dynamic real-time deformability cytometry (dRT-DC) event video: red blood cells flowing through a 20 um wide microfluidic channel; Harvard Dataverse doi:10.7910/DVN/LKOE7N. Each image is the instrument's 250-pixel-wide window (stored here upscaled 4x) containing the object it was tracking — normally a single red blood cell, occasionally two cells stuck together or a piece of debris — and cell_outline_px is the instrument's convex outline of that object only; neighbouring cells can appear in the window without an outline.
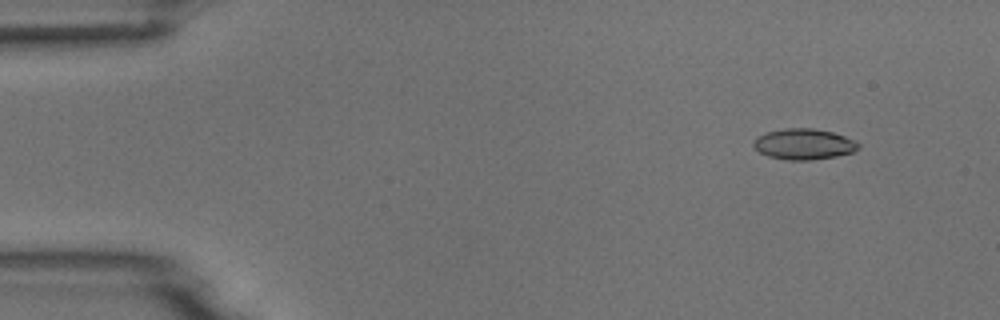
{"species": "common noctule bat (a hibernating species)", "species_latin": "Nyctalus noctula", "temperature_condition": "room temperature", "stored_images_in_passage": 5, "camera_frame_rate_fps": 3000, "um_per_image_px": 0.085, "animal": {"sex": "male", "body_mass_g": 18.8}, "frame": {"image": 1, "passage_image": 2, "time_ms": 1.0, "image_size_px": [1000, 320], "cell_outline_px": [[860, 148], [852, 152], [836, 156], [812, 160], [784, 160], [768, 156], [760, 152], [752, 144], [756, 136], [768, 132], [784, 128], [812, 128], [832, 132], [856, 140], [860, 144]], "centroid_in_image_um": [68.33, 12.25], "position_along_channel_um": 16.7, "area_um2": 18.9}}
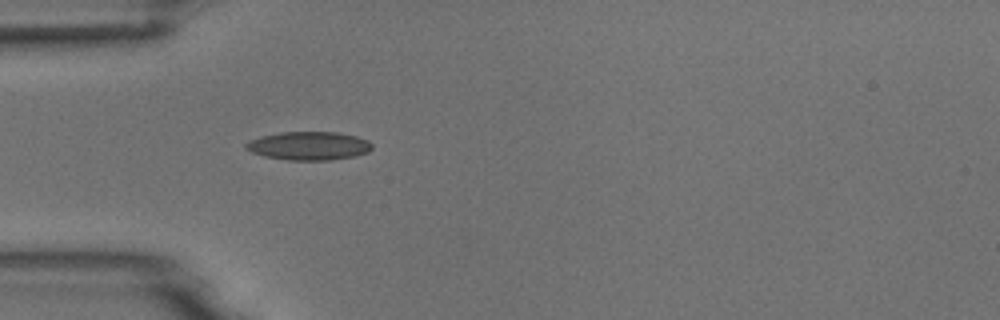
{"frame": {"image": 2, "passage_image": 5, "time_ms": 4.667, "image_size_px": [1000, 320], "cell_outline_px": [[372, 148], [368, 152], [356, 156], [328, 160], [288, 160], [264, 156], [252, 152], [244, 148], [244, 144], [260, 136], [280, 132], [336, 132], [356, 136], [368, 140], [372, 144]], "centroid_in_image_um": [26.25, 12.39], "position_along_channel_um": 58.7, "area_um2": 20.92}}